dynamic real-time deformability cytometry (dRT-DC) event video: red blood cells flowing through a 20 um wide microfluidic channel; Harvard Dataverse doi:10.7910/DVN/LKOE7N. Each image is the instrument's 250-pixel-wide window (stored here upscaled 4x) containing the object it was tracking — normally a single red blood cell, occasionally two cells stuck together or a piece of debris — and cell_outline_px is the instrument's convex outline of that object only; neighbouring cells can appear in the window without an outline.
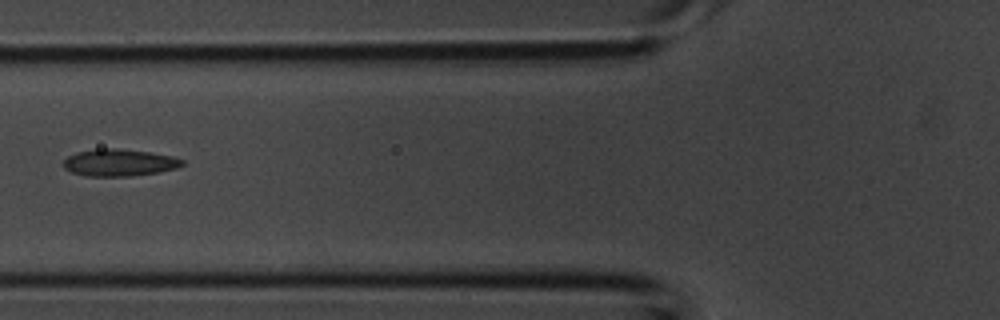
{"species": "common noctule bat (a hibernating species)", "species_latin": "Nyctalus noctula", "temperature_condition": "room temperature", "stored_images_in_passage": 6, "camera_frame_rate_fps": 3000, "um_per_image_px": 0.085, "animal": {"sex": "male", "body_mass_g": 20.1, "forearm_length_mm": 53.5}, "frame": {"image": 1, "passage_image": 6, "time_ms": 1.667, "image_size_px": [1000, 320], "cell_outline_px": [[184, 164], [176, 168], [160, 172], [128, 176], [84, 176], [72, 172], [64, 168], [64, 160], [68, 156], [76, 152], [96, 148], [116, 148], [148, 152], [172, 156], [184, 160]], "centroid_in_image_um": [10.12, 13.82], "position_along_channel_um": 115.7, "area_um2": 18.73}}